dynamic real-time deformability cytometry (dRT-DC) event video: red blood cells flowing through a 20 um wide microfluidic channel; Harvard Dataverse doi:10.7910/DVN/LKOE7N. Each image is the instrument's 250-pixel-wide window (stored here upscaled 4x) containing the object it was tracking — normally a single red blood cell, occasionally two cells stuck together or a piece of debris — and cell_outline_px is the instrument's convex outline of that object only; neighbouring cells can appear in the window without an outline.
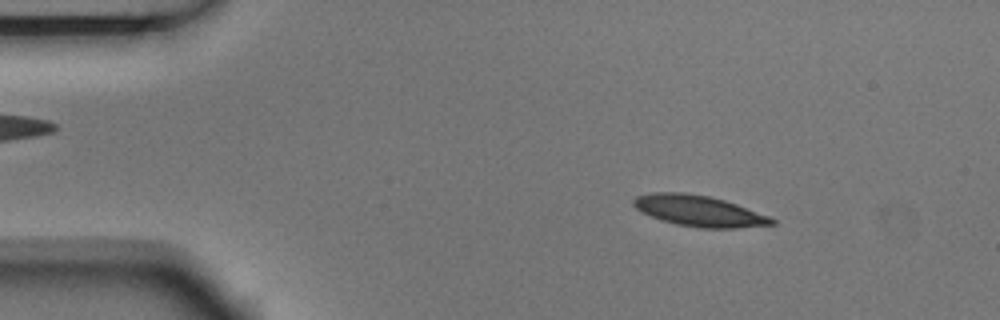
{"species": "Egyptian fruit bat (a non-hibernating species)", "species_latin": "Rousettus aegyptiacus", "temperature_condition": "room temperature", "stored_images_in_passage": 4, "camera_frame_rate_fps": 3000, "um_per_image_px": 0.085, "animal": {"sex": "male"}, "frame": {"image": 1, "passage_image": 2, "time_ms": 0.333, "image_size_px": [1000, 320], "cell_outline_px": [[776, 224], [736, 228], [700, 228], [676, 224], [660, 220], [640, 212], [632, 204], [632, 200], [636, 196], [652, 192], [684, 192], [708, 196], [724, 200], [736, 204], [768, 216], [776, 220]], "centroid_in_image_um": [59.36, 17.93], "position_along_channel_um": 25.6, "area_um2": 24.97}}
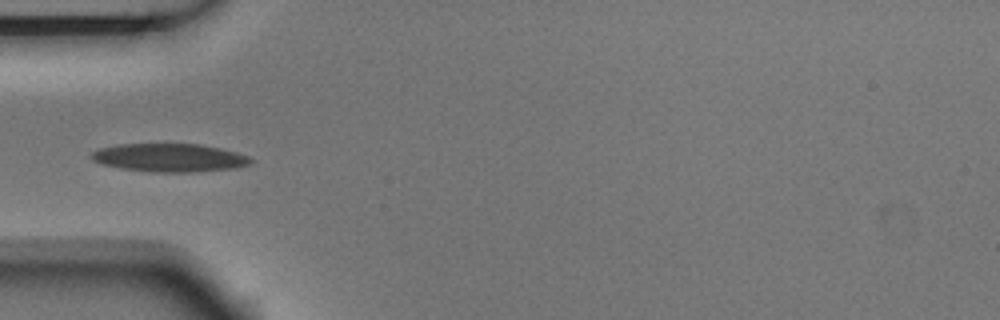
{"frame": {"image": 2, "passage_image": 4, "time_ms": 1.0, "image_size_px": [1000, 320], "cell_outline_px": [[252, 164], [236, 168], [192, 172], [152, 172], [120, 168], [100, 164], [92, 160], [92, 152], [100, 148], [120, 144], [200, 144], [220, 148], [236, 152], [248, 156], [252, 160]], "centroid_in_image_um": [14.42, 13.41], "position_along_channel_um": 70.6, "area_um2": 26.24}}